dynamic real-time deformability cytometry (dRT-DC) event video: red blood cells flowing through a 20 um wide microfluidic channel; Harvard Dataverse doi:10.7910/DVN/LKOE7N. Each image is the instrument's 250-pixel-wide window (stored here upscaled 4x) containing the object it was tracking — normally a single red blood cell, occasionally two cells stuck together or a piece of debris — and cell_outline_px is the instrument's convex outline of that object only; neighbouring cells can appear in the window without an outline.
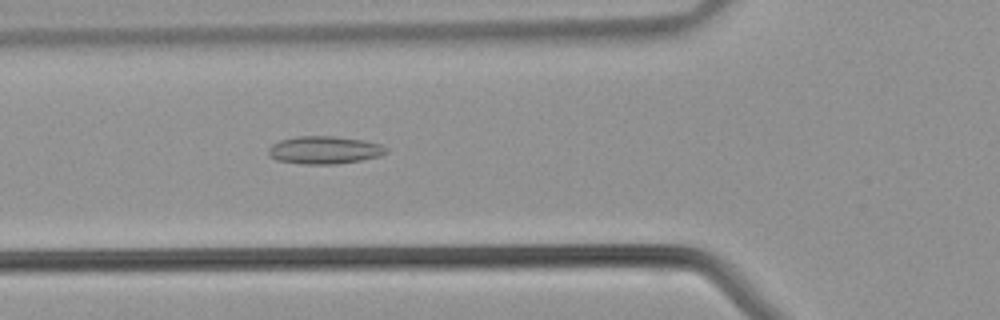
{"species": "common noctule bat (a hibernating species)", "species_latin": "Nyctalus noctula", "temperature_condition": "warm", "stored_images_in_passage": 36, "camera_frame_rate_fps": 3000, "um_per_image_px": 0.085, "animal": {"sex": "male", "body_mass_g": 21.5, "forearm_length_mm": 52.0}, "frame": {"image": 1, "passage_image": 9, "time_ms": 2.667, "image_size_px": [1000, 320], "cell_outline_px": [[388, 152], [380, 156], [360, 160], [336, 164], [304, 164], [276, 160], [268, 156], [268, 148], [272, 144], [280, 140], [296, 136], [332, 136], [360, 140], [380, 144], [388, 148]], "centroid_in_image_um": [27.54, 12.75], "position_along_channel_um": 98.3, "area_um2": 19.02}}
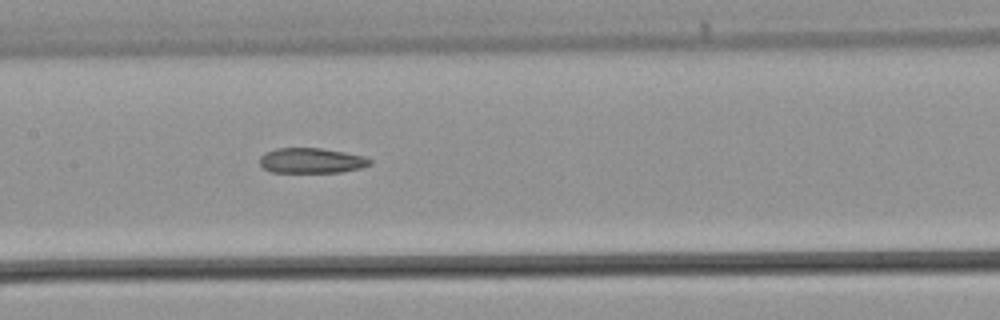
{"frame": {"image": 2, "passage_image": 14, "time_ms": 4.333, "image_size_px": [1000, 320], "cell_outline_px": [[372, 164], [360, 168], [340, 172], [272, 172], [264, 168], [260, 164], [260, 156], [264, 152], [276, 148], [320, 148], [344, 152], [364, 156], [372, 160]], "centroid_in_image_um": [26.46, 13.64], "position_along_channel_um": 180.9, "area_um2": 16.18}}
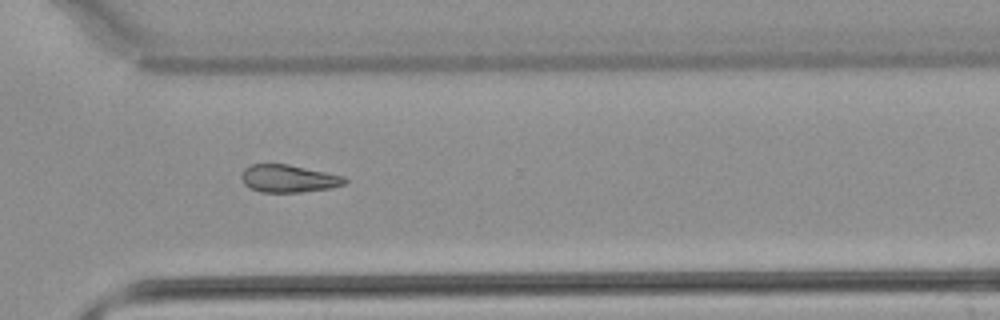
{"frame": {"image": 3, "passage_image": 24, "time_ms": 7.667, "image_size_px": [1000, 320], "cell_outline_px": [[348, 180], [344, 184], [332, 188], [300, 192], [260, 192], [248, 188], [244, 184], [240, 176], [244, 168], [252, 164], [288, 164], [344, 176]], "centroid_in_image_um": [24.5, 15.18], "position_along_channel_um": 346.1, "area_um2": 16.7}}